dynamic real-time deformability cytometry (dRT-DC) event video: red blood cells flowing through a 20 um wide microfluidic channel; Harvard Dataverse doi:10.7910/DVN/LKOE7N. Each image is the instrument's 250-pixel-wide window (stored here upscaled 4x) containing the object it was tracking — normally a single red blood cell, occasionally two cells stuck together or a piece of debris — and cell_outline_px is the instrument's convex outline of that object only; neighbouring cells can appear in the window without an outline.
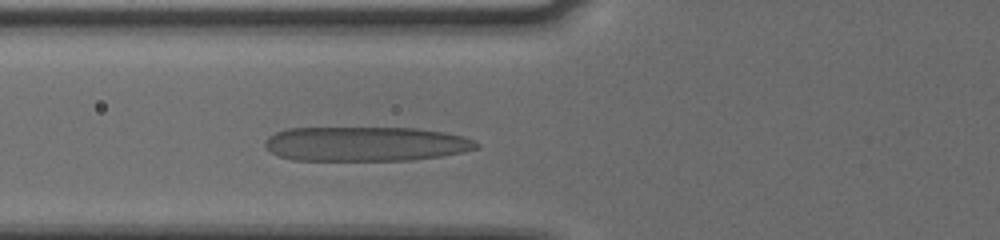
{"species": "human", "species_latin": "Homo sapiens", "temperature_condition": "cold", "stored_images_in_passage": 32, "camera_frame_rate_fps": 3000, "um_per_image_px": 0.085, "donor": {"sex": "male"}, "frame": {"image": 1, "passage_image": 7, "time_ms": 2.0, "image_size_px": [1000, 240], "cell_outline_px": [[480, 148], [464, 152], [440, 156], [408, 160], [292, 160], [280, 156], [272, 152], [264, 144], [264, 140], [268, 136], [276, 132], [288, 128], [416, 128], [444, 132], [464, 136], [476, 140], [480, 144]], "centroid_in_image_um": [31.12, 12.23], "position_along_channel_um": 94.7, "area_um2": 42.71}}
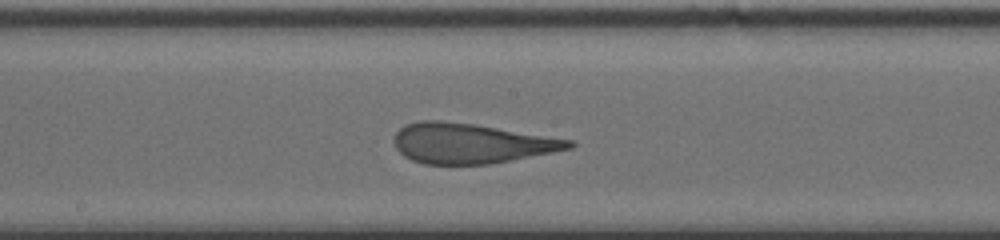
{"frame": {"image": 2, "passage_image": 16, "time_ms": 5.0, "image_size_px": [1000, 240], "cell_outline_px": [[576, 144], [572, 148], [492, 164], [424, 164], [412, 160], [404, 156], [396, 148], [392, 140], [396, 132], [400, 128], [408, 124], [420, 120], [440, 120], [472, 124], [572, 140]], "centroid_in_image_um": [39.99, 12.19], "position_along_channel_um": 208.2, "area_um2": 40.52}}
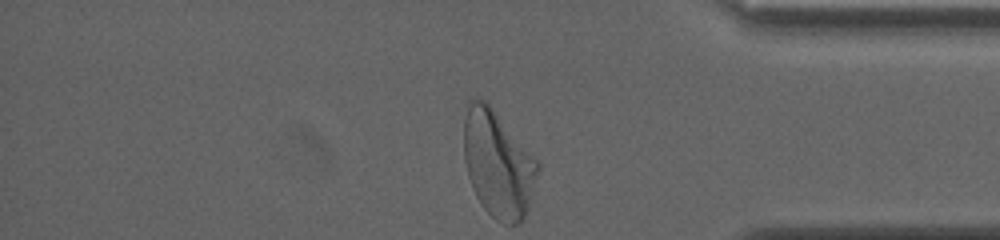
{"frame": {"image": 3, "passage_image": 32, "time_ms": 10.333, "image_size_px": [1000, 240], "cell_outline_px": [[540, 168], [528, 208], [524, 220], [520, 224], [504, 224], [496, 220], [480, 204], [472, 188], [468, 176], [464, 160], [464, 120], [468, 100], [476, 96], [484, 100], [492, 108], [540, 160]], "centroid_in_image_um": [42.34, 13.93], "position_along_channel_um": 392.9, "area_um2": 46.59}, "authors_computed_cell_mechanics": {"area_um2": 41.2114, "velocity_mm_per_s": 3.7492, "shape_relaxation_time_tau1_ms": 6.7185, "shape_relaxation_time_tau2_ms": 1.093, "deformation_change_tau1": 0.2793, "deformation_change_tau2": 0.1128}}